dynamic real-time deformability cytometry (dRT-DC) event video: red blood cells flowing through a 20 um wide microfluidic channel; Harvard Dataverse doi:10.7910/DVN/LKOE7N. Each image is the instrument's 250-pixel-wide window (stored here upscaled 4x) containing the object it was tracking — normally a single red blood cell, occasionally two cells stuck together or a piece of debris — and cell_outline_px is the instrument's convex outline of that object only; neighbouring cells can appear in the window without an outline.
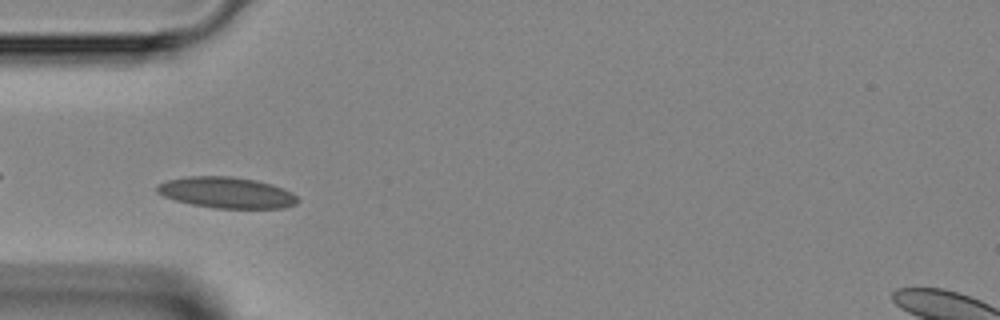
{"species": "Egyptian fruit bat (a non-hibernating species)", "species_latin": "Rousettus aegyptiacus", "temperature_condition": "room temperature", "stored_images_in_passage": 41, "camera_frame_rate_fps": 3000, "um_per_image_px": 0.085, "animal": {"sex": "female"}, "frame": {"image": 1, "passage_image": 9, "time_ms": 2.667, "image_size_px": [1000, 320], "cell_outline_px": [[300, 200], [296, 204], [284, 208], [212, 208], [192, 204], [176, 200], [164, 196], [156, 192], [156, 184], [168, 180], [188, 176], [232, 176], [256, 180], [272, 184], [284, 188], [292, 192]], "centroid_in_image_um": [19.28, 16.37], "position_along_channel_um": 65.7, "area_um2": 25.61}}
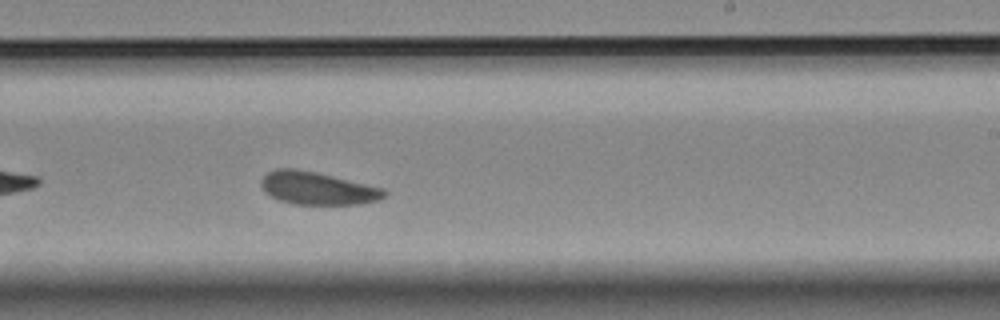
{"frame": {"image": 2, "passage_image": 23, "time_ms": 7.333, "image_size_px": [1000, 320], "cell_outline_px": [[388, 196], [380, 200], [360, 204], [296, 204], [276, 200], [264, 192], [260, 184], [260, 180], [268, 172], [276, 168], [296, 168], [316, 172], [384, 188], [388, 192]], "centroid_in_image_um": [26.99, 16.0], "position_along_channel_um": 262.0, "area_um2": 23.81}}
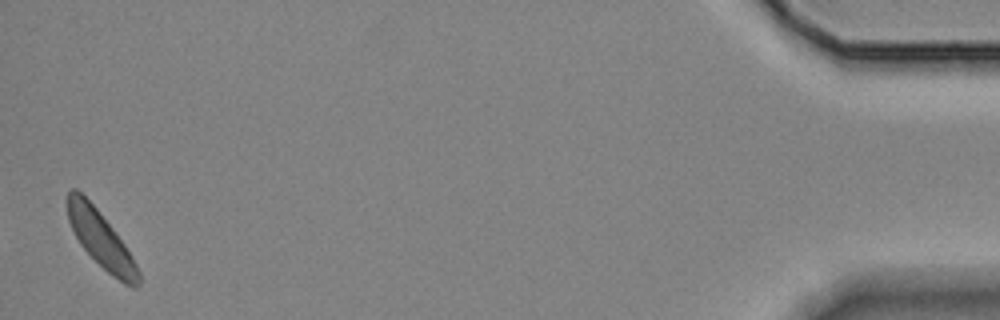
{"frame": {"image": 3, "passage_image": 41, "time_ms": 13.333, "image_size_px": [1000, 320], "cell_outline_px": [[140, 284], [136, 288], [132, 288], [124, 284], [112, 276], [80, 244], [68, 220], [68, 192], [72, 188], [76, 188], [96, 208], [112, 228], [124, 244], [132, 256], [140, 272]], "centroid_in_image_um": [8.61, 20.39], "position_along_channel_um": 426.6, "area_um2": 22.72}}